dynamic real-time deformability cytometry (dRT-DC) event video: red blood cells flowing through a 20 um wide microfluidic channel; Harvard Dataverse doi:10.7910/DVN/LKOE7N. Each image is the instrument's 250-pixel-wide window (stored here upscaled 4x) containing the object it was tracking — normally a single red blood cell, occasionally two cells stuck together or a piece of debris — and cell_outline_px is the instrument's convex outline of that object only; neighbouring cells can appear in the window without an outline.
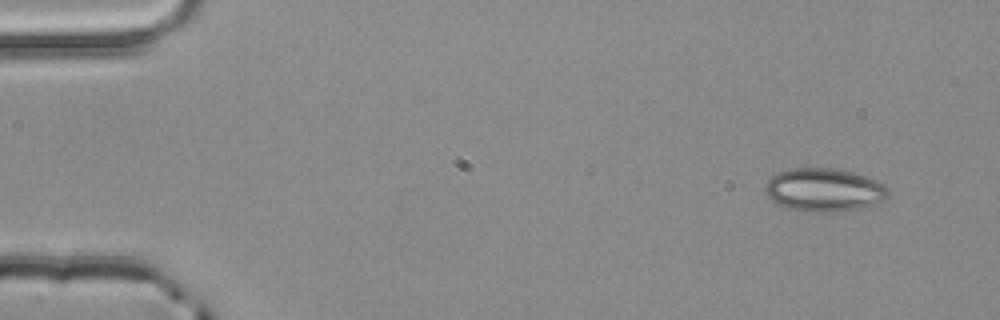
{"species": "common noctule bat (a hibernating species)", "species_latin": "Nyctalus noctula", "temperature_condition": "room temperature", "stored_images_in_passage": 5, "camera_frame_rate_fps": 3000, "um_per_image_px": 0.085, "animal": {"sex": "male", "body_mass_g": 20.4}, "frame": {"image": 1, "passage_image": 5, "time_ms": 1.333, "image_size_px": [1000, 320], "cell_outline_px": [[888, 196], [884, 200], [864, 208], [836, 212], [808, 212], [784, 208], [776, 204], [764, 192], [764, 184], [776, 172], [792, 168], [832, 168], [852, 172], [876, 180], [884, 184], [888, 188]], "centroid_in_image_um": [70.01, 16.16], "position_along_channel_um": 15.0, "area_um2": 31.44}}